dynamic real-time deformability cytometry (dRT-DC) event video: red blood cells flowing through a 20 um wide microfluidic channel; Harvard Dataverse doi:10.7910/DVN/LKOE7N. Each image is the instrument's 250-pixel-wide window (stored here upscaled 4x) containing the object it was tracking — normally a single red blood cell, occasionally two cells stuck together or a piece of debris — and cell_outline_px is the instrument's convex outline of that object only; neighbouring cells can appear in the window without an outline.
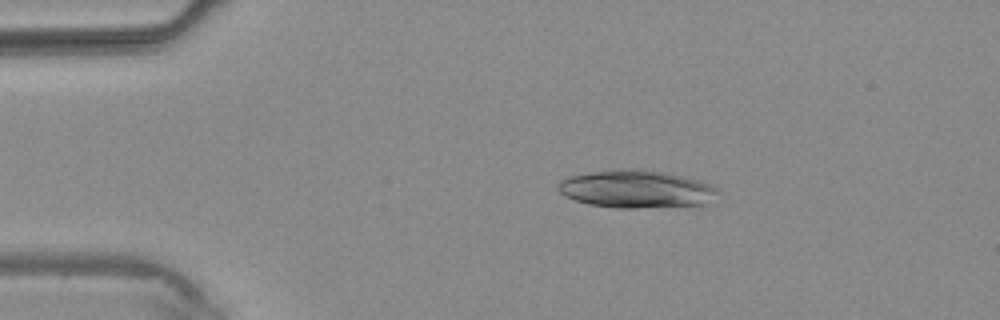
{"species": "common noctule bat (a hibernating species)", "species_latin": "Nyctalus noctula", "temperature_condition": "warm", "stored_images_in_passage": 3, "camera_frame_rate_fps": 3000, "um_per_image_px": 0.085, "animal": {"sex": "male", "body_mass_g": 20.4}, "frame": {"image": 1, "passage_image": 2, "time_ms": 1.0, "image_size_px": [1000, 320], "cell_outline_px": [[720, 192], [704, 204], [636, 208], [616, 208], [588, 204], [564, 196], [560, 192], [556, 184], [560, 180], [568, 176], [616, 168], [636, 168], [664, 172], [684, 176], [712, 184], [720, 188]], "centroid_in_image_um": [54.07, 16.05], "position_along_channel_um": 30.9, "area_um2": 35.37}}